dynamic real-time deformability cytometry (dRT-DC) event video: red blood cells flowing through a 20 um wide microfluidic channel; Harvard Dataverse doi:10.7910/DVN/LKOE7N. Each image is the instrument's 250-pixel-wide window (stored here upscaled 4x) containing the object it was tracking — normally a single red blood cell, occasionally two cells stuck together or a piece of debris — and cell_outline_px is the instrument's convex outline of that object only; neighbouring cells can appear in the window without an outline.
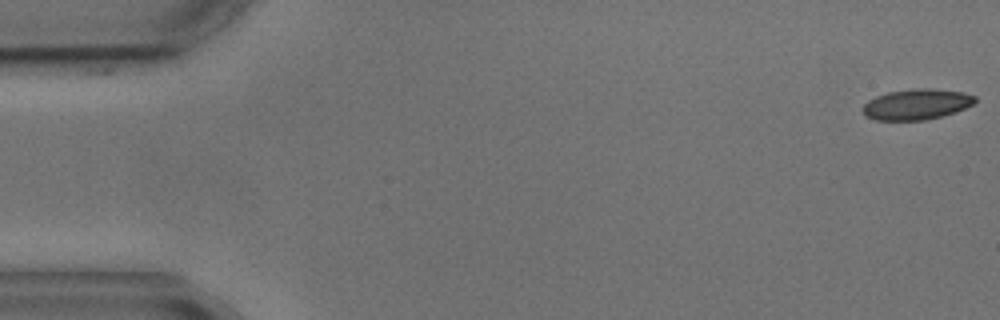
{"species": "common noctule bat (a hibernating species)", "species_latin": "Nyctalus noctula", "temperature_condition": "cold", "stored_images_in_passage": 5, "camera_frame_rate_fps": 3000, "um_per_image_px": 0.085, "animal": {"sex": "male", "body_mass_g": 17.9, "forearm_length_mm": 54.2}, "frame": {"image": 1, "passage_image": 1, "time_ms": 0.0, "image_size_px": [1000, 320], "cell_outline_px": [[976, 100], [972, 104], [956, 112], [924, 120], [876, 120], [864, 116], [864, 104], [868, 100], [876, 96], [888, 92], [912, 88], [932, 88], [964, 92], [976, 96]], "centroid_in_image_um": [77.91, 8.85], "position_along_channel_um": 7.1, "area_um2": 20.06}}
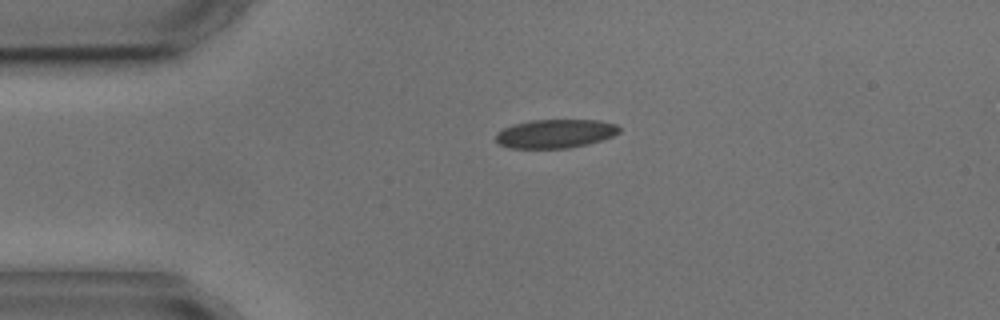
{"frame": {"image": 2, "passage_image": 4, "time_ms": 3.667, "image_size_px": [1000, 320], "cell_outline_px": [[620, 132], [612, 136], [588, 144], [568, 148], [508, 148], [500, 144], [496, 140], [496, 132], [512, 124], [532, 120], [600, 120], [616, 124], [620, 128]], "centroid_in_image_um": [47.19, 11.35], "position_along_channel_um": 37.8, "area_um2": 20.69}}
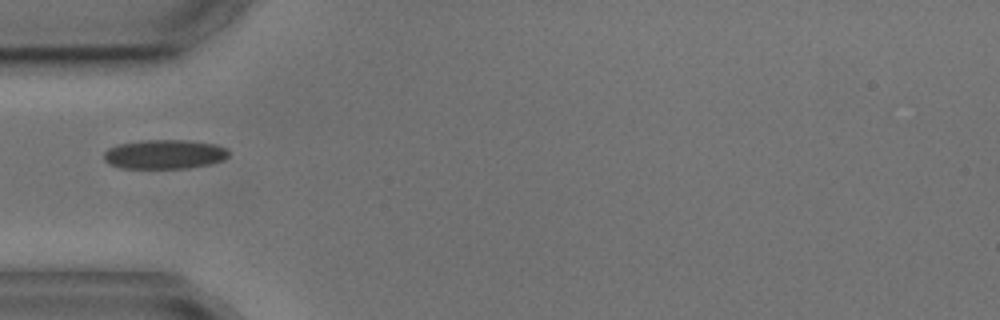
{"frame": {"image": 3, "passage_image": 5, "time_ms": 5.333, "image_size_px": [1000, 320], "cell_outline_px": [[228, 156], [224, 160], [208, 164], [188, 168], [120, 168], [108, 164], [104, 160], [104, 152], [108, 148], [116, 144], [140, 140], [188, 140], [216, 144], [228, 148]], "centroid_in_image_um": [13.96, 13.1], "position_along_channel_um": 71.0, "area_um2": 21.56}}